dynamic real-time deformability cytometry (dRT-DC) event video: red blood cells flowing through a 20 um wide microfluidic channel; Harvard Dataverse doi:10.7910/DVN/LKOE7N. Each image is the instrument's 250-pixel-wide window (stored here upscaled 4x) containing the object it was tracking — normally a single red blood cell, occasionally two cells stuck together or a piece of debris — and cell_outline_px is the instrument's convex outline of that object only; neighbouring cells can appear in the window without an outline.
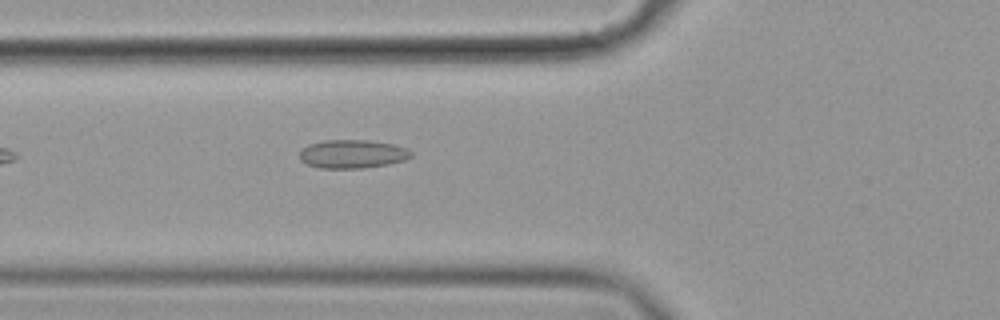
{"species": "common noctule bat (a hibernating species)", "species_latin": "Nyctalus noctula", "temperature_condition": "cold", "stored_images_in_passage": 5, "camera_frame_rate_fps": 3000, "um_per_image_px": 0.085, "animal": {"sex": "female", "body_mass_g": 19.9}, "frame": {"image": 1, "passage_image": 5, "time_ms": 1.333, "image_size_px": [1000, 320], "cell_outline_px": [[412, 156], [404, 160], [388, 164], [364, 168], [320, 168], [308, 164], [300, 160], [300, 152], [308, 144], [324, 140], [368, 140], [392, 144], [408, 148], [412, 152]], "centroid_in_image_um": [29.97, 13.08], "position_along_channel_um": 95.8, "area_um2": 18.5}}